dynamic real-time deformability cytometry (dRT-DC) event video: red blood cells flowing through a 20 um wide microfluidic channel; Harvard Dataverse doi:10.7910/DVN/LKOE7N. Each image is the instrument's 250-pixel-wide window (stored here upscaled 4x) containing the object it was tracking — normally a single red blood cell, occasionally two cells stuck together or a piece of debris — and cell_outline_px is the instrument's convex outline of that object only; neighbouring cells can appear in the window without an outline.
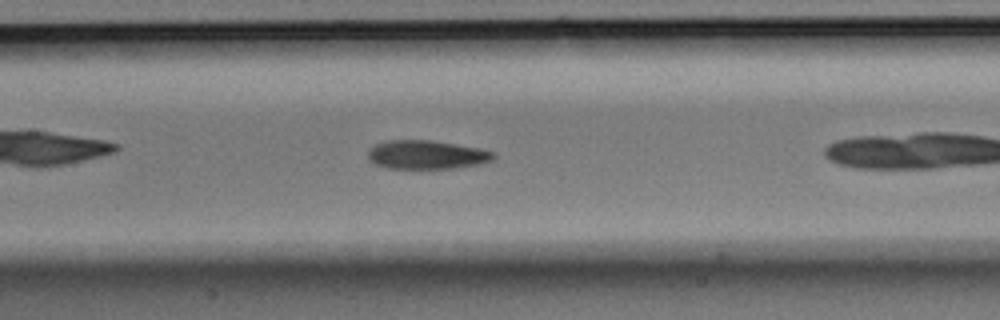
{"species": "Egyptian fruit bat (a non-hibernating species)", "species_latin": "Rousettus aegyptiacus", "temperature_condition": "room temperature", "stored_images_in_passage": 29, "camera_frame_rate_fps": 3000, "um_per_image_px": 0.085, "animal": {"sex": "male"}, "frame": {"image": 1, "passage_image": 11, "time_ms": 3.333, "image_size_px": [1000, 320], "cell_outline_px": [[496, 156], [492, 160], [480, 164], [452, 168], [388, 168], [376, 164], [368, 160], [368, 148], [376, 144], [388, 140], [432, 140], [480, 148], [496, 152]], "centroid_in_image_um": [36.27, 13.14], "position_along_channel_um": 171.1, "area_um2": 21.1}}
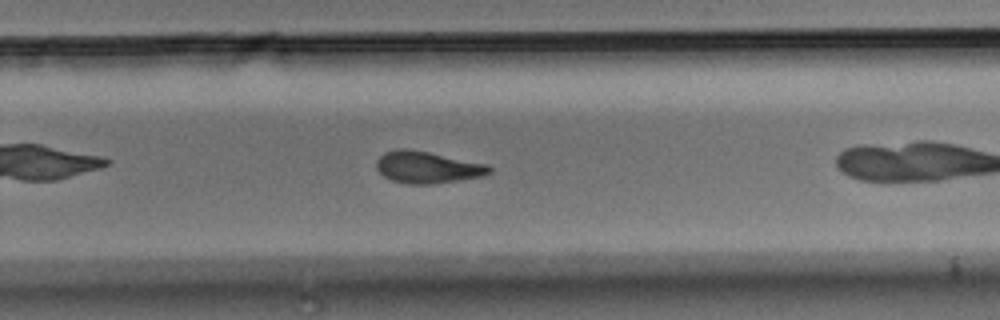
{"frame": {"image": 2, "passage_image": 21, "time_ms": 6.667, "image_size_px": [1000, 320], "cell_outline_px": [[492, 172], [484, 176], [432, 184], [408, 184], [392, 180], [384, 176], [376, 168], [376, 160], [384, 152], [396, 148], [408, 148], [488, 164], [492, 168]], "centroid_in_image_um": [36.32, 14.21], "position_along_channel_um": 293.5, "area_um2": 21.04}}
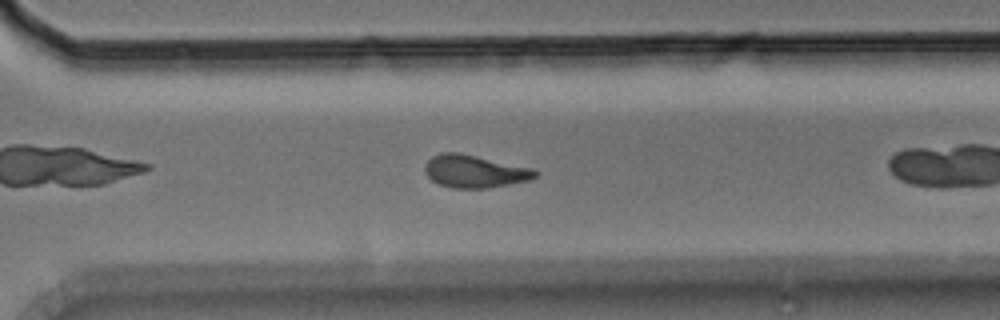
{"frame": {"image": 3, "passage_image": 24, "time_ms": 7.667, "image_size_px": [1000, 320], "cell_outline_px": [[540, 172], [536, 176], [528, 180], [488, 188], [452, 188], [440, 184], [432, 180], [424, 172], [424, 164], [432, 156], [440, 152], [460, 152], [532, 168]], "centroid_in_image_um": [40.31, 14.55], "position_along_channel_um": 330.3, "area_um2": 21.04}}